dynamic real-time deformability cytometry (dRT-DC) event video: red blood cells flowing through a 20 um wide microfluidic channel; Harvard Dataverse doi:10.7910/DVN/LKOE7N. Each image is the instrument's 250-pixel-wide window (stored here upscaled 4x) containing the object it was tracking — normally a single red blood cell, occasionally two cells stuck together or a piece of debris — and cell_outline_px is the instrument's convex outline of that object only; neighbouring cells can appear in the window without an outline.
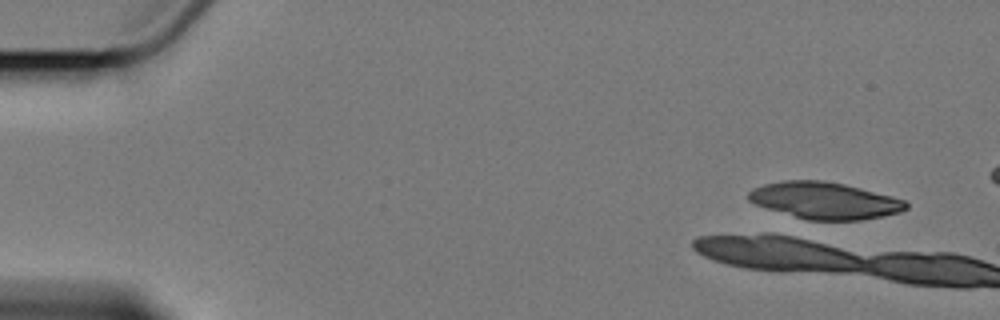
{"species": "Egyptian fruit bat (a non-hibernating species)", "species_latin": "Rousettus aegyptiacus", "temperature_condition": "cold", "stored_images_in_passage": 13, "camera_frame_rate_fps": 3000, "um_per_image_px": 0.085, "animal": {"sex": "female"}, "frame": {"image": 1, "passage_image": 1, "time_ms": 0.0, "image_size_px": [1000, 320], "cell_outline_px": [[908, 208], [900, 212], [884, 216], [860, 220], [808, 220], [768, 208], [756, 204], [748, 200], [748, 192], [752, 188], [764, 184], [784, 180], [824, 180], [844, 184], [892, 196], [904, 200], [908, 204]], "centroid_in_image_um": [70.11, 17.04], "position_along_channel_um": 14.9, "area_um2": 33.58}}